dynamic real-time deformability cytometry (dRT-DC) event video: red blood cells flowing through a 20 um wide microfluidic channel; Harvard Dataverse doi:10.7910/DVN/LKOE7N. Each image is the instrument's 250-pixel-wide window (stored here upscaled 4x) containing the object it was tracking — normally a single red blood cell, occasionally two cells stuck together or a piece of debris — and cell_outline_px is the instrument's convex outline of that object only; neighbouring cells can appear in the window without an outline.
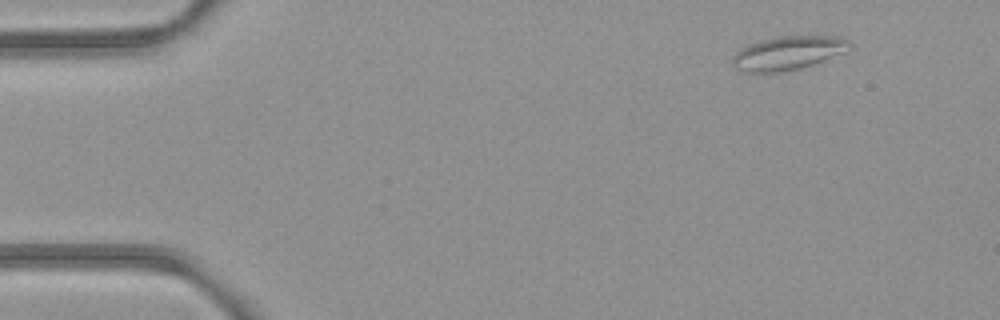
{"species": "common noctule bat (a hibernating species)", "species_latin": "Nyctalus noctula", "temperature_condition": "room temperature", "stored_images_in_passage": 3, "camera_frame_rate_fps": 3000, "um_per_image_px": 0.085, "animal": {"sex": "female", "body_mass_g": 21.9}, "frame": {"image": 1, "passage_image": 1, "time_ms": 0.0, "image_size_px": [1000, 320], "cell_outline_px": [[852, 44], [840, 52], [812, 64], [800, 68], [780, 72], [740, 72], [732, 64], [732, 56], [740, 48], [748, 44], [760, 40], [780, 36], [840, 36], [848, 40]], "centroid_in_image_um": [66.88, 4.5], "position_along_channel_um": 18.1, "area_um2": 22.66}}